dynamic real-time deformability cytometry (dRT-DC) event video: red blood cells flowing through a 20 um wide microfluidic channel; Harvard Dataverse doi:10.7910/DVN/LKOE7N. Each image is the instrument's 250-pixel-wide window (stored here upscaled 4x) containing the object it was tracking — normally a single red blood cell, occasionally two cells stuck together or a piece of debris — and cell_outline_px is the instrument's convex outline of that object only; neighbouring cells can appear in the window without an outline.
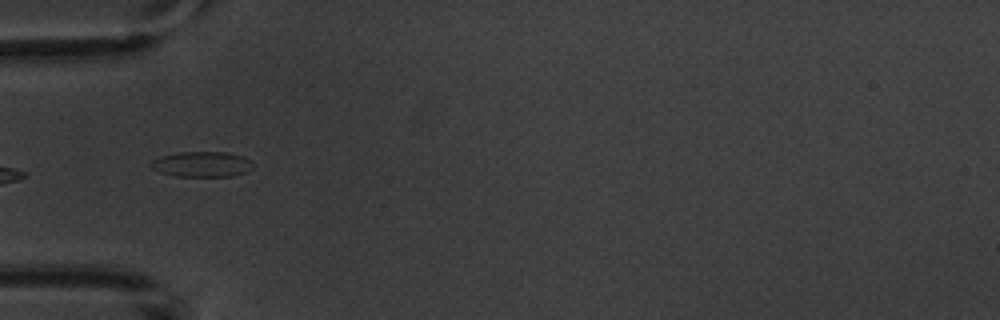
{"species": "common noctule bat (a hibernating species)", "species_latin": "Nyctalus noctula", "temperature_condition": "warm", "stored_images_in_passage": 11, "camera_frame_rate_fps": 3000, "um_per_image_px": 0.085, "animal": {"sex": "male", "body_mass_g": 20.1, "forearm_length_mm": 53.5}, "frame": {"image": 1, "passage_image": 5, "time_ms": 6.0, "image_size_px": [1000, 320], "cell_outline_px": [[252, 168], [248, 172], [232, 176], [176, 176], [160, 172], [152, 168], [148, 164], [152, 160], [160, 156], [180, 152], [228, 152], [244, 156], [252, 164]], "centroid_in_image_um": [17.15, 13.95], "position_along_channel_um": 67.8, "area_um2": 15.14}}
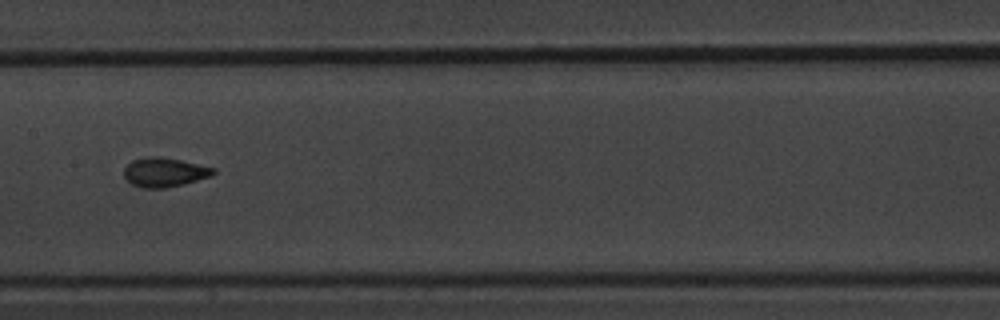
{"frame": {"image": 2, "passage_image": 8, "time_ms": 9.333, "image_size_px": [1000, 320], "cell_outline_px": [[216, 172], [212, 176], [184, 184], [164, 188], [144, 188], [132, 184], [124, 176], [124, 168], [132, 160], [148, 156], [160, 156], [180, 160], [216, 168]], "centroid_in_image_um": [14.0, 14.63], "position_along_channel_um": 193.4, "area_um2": 15.26}}
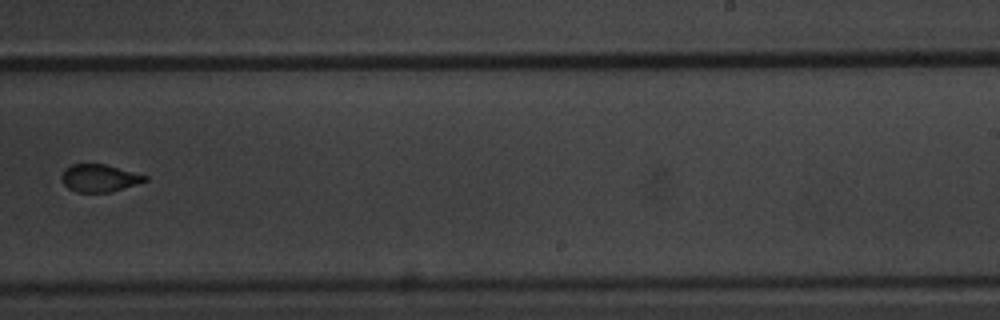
{"frame": {"image": 3, "passage_image": 10, "time_ms": 11.667, "image_size_px": [1000, 320], "cell_outline_px": [[148, 180], [112, 192], [76, 192], [68, 188], [64, 184], [60, 176], [64, 168], [72, 164], [104, 164], [148, 176]], "centroid_in_image_um": [8.42, 15.14], "position_along_channel_um": 280.6, "area_um2": 13.35}}